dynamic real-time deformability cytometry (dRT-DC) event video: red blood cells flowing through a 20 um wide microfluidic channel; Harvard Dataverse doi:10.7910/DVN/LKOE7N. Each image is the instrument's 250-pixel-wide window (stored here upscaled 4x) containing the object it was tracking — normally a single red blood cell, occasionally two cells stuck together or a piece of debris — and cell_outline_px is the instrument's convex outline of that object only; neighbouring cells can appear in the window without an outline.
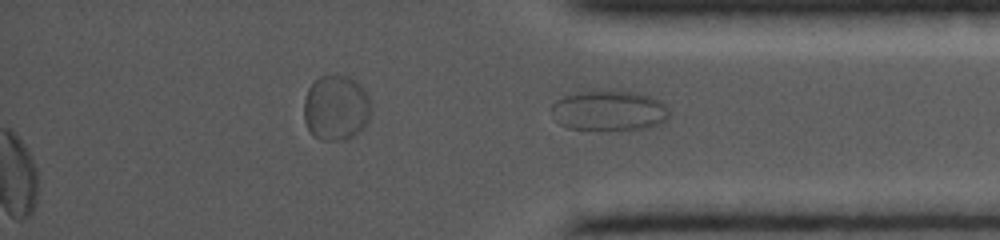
{"species": "common noctule bat (a hibernating species)", "species_latin": "Nyctalus noctula", "temperature_condition": "cold", "stored_images_in_passage": 61, "segment_of_instrument_passage": [2, 2], "camera_frame_rate_fps": 5000, "um_per_image_px": 0.085, "animal": {"sex": "female", "body_mass_g": 19.0, "forearm_length_mm": 56.7}, "frame": {"image": 1, "passage_image": 61, "time_ms": 12.8, "image_size_px": [1000, 240], "cell_outline_px": [[668, 116], [660, 124], [644, 128], [568, 128], [560, 124], [556, 120], [552, 108], [552, 104], [556, 100], [564, 96], [580, 92], [604, 88], [632, 92], [648, 96], [664, 104], [668, 108]], "centroid_in_image_um": [51.75, 9.35], "position_along_channel_um": 383.5, "area_um2": 27.11}}